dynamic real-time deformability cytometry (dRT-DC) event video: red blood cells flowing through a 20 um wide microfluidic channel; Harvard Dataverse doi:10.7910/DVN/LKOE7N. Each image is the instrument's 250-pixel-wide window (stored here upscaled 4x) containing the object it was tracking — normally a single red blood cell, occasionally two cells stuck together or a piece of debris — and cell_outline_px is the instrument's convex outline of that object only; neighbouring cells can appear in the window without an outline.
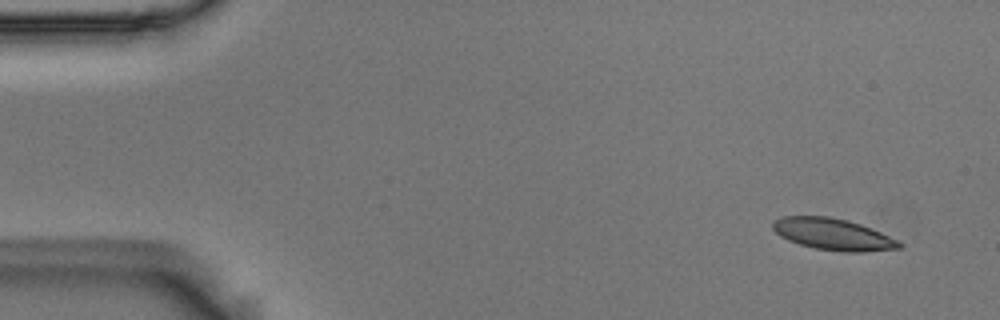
{"species": "Egyptian fruit bat (a non-hibernating species)", "species_latin": "Rousettus aegyptiacus", "temperature_condition": "room temperature", "stored_images_in_passage": 4, "segment_of_instrument_passage": [2, 2], "camera_frame_rate_fps": 3000, "um_per_image_px": 0.085, "animal": {"sex": "male"}, "frame": {"image": 1, "passage_image": 4, "time_ms": 1.0, "image_size_px": [1000, 320], "cell_outline_px": [[904, 244], [900, 248], [864, 252], [844, 252], [816, 248], [800, 244], [788, 240], [780, 236], [772, 228], [772, 220], [780, 216], [828, 216], [848, 220], [872, 228], [900, 240]], "centroid_in_image_um": [70.83, 19.9], "position_along_channel_um": 14.2, "area_um2": 23.52}}